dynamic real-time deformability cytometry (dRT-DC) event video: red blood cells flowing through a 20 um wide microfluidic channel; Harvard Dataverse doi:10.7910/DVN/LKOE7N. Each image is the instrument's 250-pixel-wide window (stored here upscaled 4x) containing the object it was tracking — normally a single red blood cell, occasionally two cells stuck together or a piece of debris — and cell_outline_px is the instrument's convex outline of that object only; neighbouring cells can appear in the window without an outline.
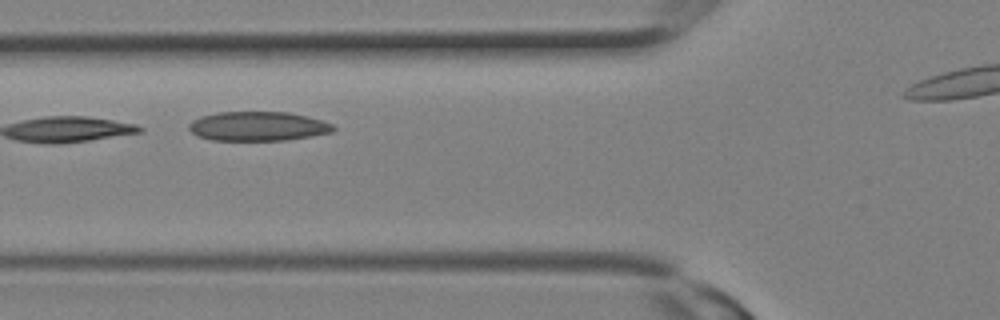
{"species": "Egyptian fruit bat (a non-hibernating species)", "species_latin": "Rousettus aegyptiacus", "temperature_condition": "room temperature", "stored_images_in_passage": 22, "camera_frame_rate_fps": 3000, "um_per_image_px": 0.085, "animal": {"sex": "female"}, "frame": {"image": 1, "passage_image": 7, "time_ms": 2.0, "image_size_px": [1000, 320], "cell_outline_px": [[336, 128], [332, 132], [288, 140], [212, 140], [196, 136], [188, 128], [188, 124], [192, 120], [200, 116], [216, 112], [288, 112], [308, 116], [332, 124]], "centroid_in_image_um": [21.89, 10.73], "position_along_channel_um": 103.9, "area_um2": 24.74}}